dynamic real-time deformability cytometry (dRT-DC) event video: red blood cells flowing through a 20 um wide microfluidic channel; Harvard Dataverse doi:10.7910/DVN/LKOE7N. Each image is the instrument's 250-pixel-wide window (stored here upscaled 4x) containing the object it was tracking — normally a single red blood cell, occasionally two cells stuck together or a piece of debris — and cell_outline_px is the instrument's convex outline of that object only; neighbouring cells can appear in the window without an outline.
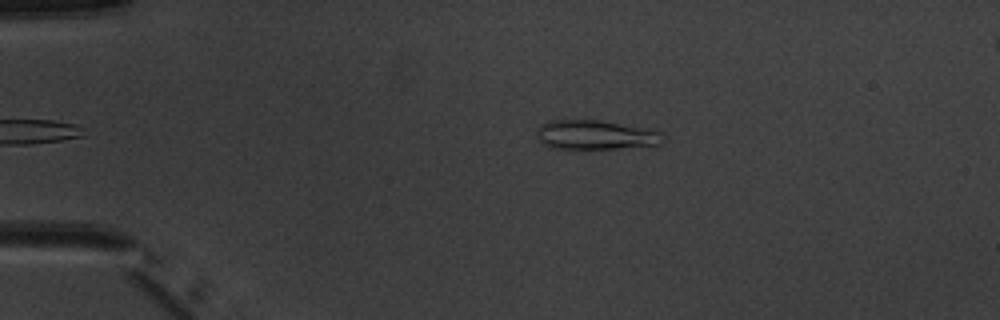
{"species": "common noctule bat (a hibernating species)", "species_latin": "Nyctalus noctula", "temperature_condition": "warm", "stored_images_in_passage": 5, "camera_frame_rate_fps": 3000, "um_per_image_px": 0.085, "animal": {"sex": "male", "body_mass_g": 20.1, "forearm_length_mm": 53.5}, "frame": {"image": 1, "passage_image": 5, "time_ms": 5.333, "image_size_px": [1000, 320], "cell_outline_px": [[664, 140], [660, 144], [612, 148], [552, 148], [544, 144], [536, 136], [536, 132], [540, 124], [552, 120], [600, 120], [648, 128], [660, 132], [664, 136]], "centroid_in_image_um": [50.6, 11.45], "position_along_channel_um": 34.4, "area_um2": 21.39}}